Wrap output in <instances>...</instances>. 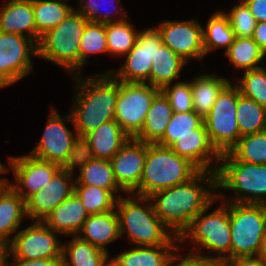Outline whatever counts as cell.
<instances>
[{"instance_id":"cell-5","label":"cell","mask_w":266,"mask_h":266,"mask_svg":"<svg viewBox=\"0 0 266 266\" xmlns=\"http://www.w3.org/2000/svg\"><path fill=\"white\" fill-rule=\"evenodd\" d=\"M221 164L217 162L216 188L230 189L235 199L227 201L226 196L217 194L226 202L242 204H266V165L249 164L238 161L230 152L221 154ZM219 164V165H218ZM226 201V202H225Z\"/></svg>"},{"instance_id":"cell-6","label":"cell","mask_w":266,"mask_h":266,"mask_svg":"<svg viewBox=\"0 0 266 266\" xmlns=\"http://www.w3.org/2000/svg\"><path fill=\"white\" fill-rule=\"evenodd\" d=\"M89 22L82 14L72 10L57 26L41 36L38 55L76 75L80 73V40Z\"/></svg>"},{"instance_id":"cell-15","label":"cell","mask_w":266,"mask_h":266,"mask_svg":"<svg viewBox=\"0 0 266 266\" xmlns=\"http://www.w3.org/2000/svg\"><path fill=\"white\" fill-rule=\"evenodd\" d=\"M9 160L8 172L12 169L16 183L8 181V184L24 201L40 191L61 169L58 164L37 159L30 154L21 157H9Z\"/></svg>"},{"instance_id":"cell-3","label":"cell","mask_w":266,"mask_h":266,"mask_svg":"<svg viewBox=\"0 0 266 266\" xmlns=\"http://www.w3.org/2000/svg\"><path fill=\"white\" fill-rule=\"evenodd\" d=\"M131 198L115 195L120 237L127 233L135 246L176 245L180 241L156 215L148 197L130 194ZM142 205L143 203H147ZM150 202V203H149Z\"/></svg>"},{"instance_id":"cell-41","label":"cell","mask_w":266,"mask_h":266,"mask_svg":"<svg viewBox=\"0 0 266 266\" xmlns=\"http://www.w3.org/2000/svg\"><path fill=\"white\" fill-rule=\"evenodd\" d=\"M240 2L225 14L228 16L235 37H252L256 20L247 4L243 0Z\"/></svg>"},{"instance_id":"cell-38","label":"cell","mask_w":266,"mask_h":266,"mask_svg":"<svg viewBox=\"0 0 266 266\" xmlns=\"http://www.w3.org/2000/svg\"><path fill=\"white\" fill-rule=\"evenodd\" d=\"M74 193L89 215L115 209L117 198L108 190L89 185H74Z\"/></svg>"},{"instance_id":"cell-30","label":"cell","mask_w":266,"mask_h":266,"mask_svg":"<svg viewBox=\"0 0 266 266\" xmlns=\"http://www.w3.org/2000/svg\"><path fill=\"white\" fill-rule=\"evenodd\" d=\"M74 185H89L110 191L113 195L124 192L117 184L110 160L94 158L79 170Z\"/></svg>"},{"instance_id":"cell-42","label":"cell","mask_w":266,"mask_h":266,"mask_svg":"<svg viewBox=\"0 0 266 266\" xmlns=\"http://www.w3.org/2000/svg\"><path fill=\"white\" fill-rule=\"evenodd\" d=\"M164 86L161 91L169 100L173 112H189L193 111V98L191 92V84L189 82L180 81Z\"/></svg>"},{"instance_id":"cell-12","label":"cell","mask_w":266,"mask_h":266,"mask_svg":"<svg viewBox=\"0 0 266 266\" xmlns=\"http://www.w3.org/2000/svg\"><path fill=\"white\" fill-rule=\"evenodd\" d=\"M31 55H38V46L32 39L0 31V88L30 75L33 70Z\"/></svg>"},{"instance_id":"cell-24","label":"cell","mask_w":266,"mask_h":266,"mask_svg":"<svg viewBox=\"0 0 266 266\" xmlns=\"http://www.w3.org/2000/svg\"><path fill=\"white\" fill-rule=\"evenodd\" d=\"M178 246H135L110 258V266H168L174 252H179Z\"/></svg>"},{"instance_id":"cell-47","label":"cell","mask_w":266,"mask_h":266,"mask_svg":"<svg viewBox=\"0 0 266 266\" xmlns=\"http://www.w3.org/2000/svg\"><path fill=\"white\" fill-rule=\"evenodd\" d=\"M256 22H266V0H243Z\"/></svg>"},{"instance_id":"cell-7","label":"cell","mask_w":266,"mask_h":266,"mask_svg":"<svg viewBox=\"0 0 266 266\" xmlns=\"http://www.w3.org/2000/svg\"><path fill=\"white\" fill-rule=\"evenodd\" d=\"M231 260L258 256L266 232L265 204L229 202Z\"/></svg>"},{"instance_id":"cell-34","label":"cell","mask_w":266,"mask_h":266,"mask_svg":"<svg viewBox=\"0 0 266 266\" xmlns=\"http://www.w3.org/2000/svg\"><path fill=\"white\" fill-rule=\"evenodd\" d=\"M236 120L241 137L265 131L266 107L239 93Z\"/></svg>"},{"instance_id":"cell-50","label":"cell","mask_w":266,"mask_h":266,"mask_svg":"<svg viewBox=\"0 0 266 266\" xmlns=\"http://www.w3.org/2000/svg\"><path fill=\"white\" fill-rule=\"evenodd\" d=\"M258 257L266 262V232L262 237L261 247L258 253Z\"/></svg>"},{"instance_id":"cell-8","label":"cell","mask_w":266,"mask_h":266,"mask_svg":"<svg viewBox=\"0 0 266 266\" xmlns=\"http://www.w3.org/2000/svg\"><path fill=\"white\" fill-rule=\"evenodd\" d=\"M217 200L219 198L216 196L205 207V210L192 220L190 226L181 234L179 239L180 242H185L190 237L191 242L200 248L207 249L210 253H218L212 257L228 261L231 260L229 202L205 215L209 207Z\"/></svg>"},{"instance_id":"cell-2","label":"cell","mask_w":266,"mask_h":266,"mask_svg":"<svg viewBox=\"0 0 266 266\" xmlns=\"http://www.w3.org/2000/svg\"><path fill=\"white\" fill-rule=\"evenodd\" d=\"M77 75L73 76L78 93L70 112L76 133L85 136L103 123L115 120L119 80L107 72L87 78Z\"/></svg>"},{"instance_id":"cell-1","label":"cell","mask_w":266,"mask_h":266,"mask_svg":"<svg viewBox=\"0 0 266 266\" xmlns=\"http://www.w3.org/2000/svg\"><path fill=\"white\" fill-rule=\"evenodd\" d=\"M201 181L206 182L205 185H201ZM212 188L217 190L216 172L200 171L188 182L156 191L148 198L154 201V211L166 228L180 237L192 220L217 196Z\"/></svg>"},{"instance_id":"cell-27","label":"cell","mask_w":266,"mask_h":266,"mask_svg":"<svg viewBox=\"0 0 266 266\" xmlns=\"http://www.w3.org/2000/svg\"><path fill=\"white\" fill-rule=\"evenodd\" d=\"M180 56L169 47L162 44L152 59L148 84L162 89L180 76V72L186 65Z\"/></svg>"},{"instance_id":"cell-32","label":"cell","mask_w":266,"mask_h":266,"mask_svg":"<svg viewBox=\"0 0 266 266\" xmlns=\"http://www.w3.org/2000/svg\"><path fill=\"white\" fill-rule=\"evenodd\" d=\"M202 35L205 54L220 47H224L226 52L235 39L228 16L224 11H216L212 14L208 19L206 30L203 27Z\"/></svg>"},{"instance_id":"cell-22","label":"cell","mask_w":266,"mask_h":266,"mask_svg":"<svg viewBox=\"0 0 266 266\" xmlns=\"http://www.w3.org/2000/svg\"><path fill=\"white\" fill-rule=\"evenodd\" d=\"M77 236L110 254L106 246L120 237L119 218L116 209L89 215Z\"/></svg>"},{"instance_id":"cell-11","label":"cell","mask_w":266,"mask_h":266,"mask_svg":"<svg viewBox=\"0 0 266 266\" xmlns=\"http://www.w3.org/2000/svg\"><path fill=\"white\" fill-rule=\"evenodd\" d=\"M58 238V233L43 221H35L19 230L2 250L12 258L22 260L62 259L63 244Z\"/></svg>"},{"instance_id":"cell-21","label":"cell","mask_w":266,"mask_h":266,"mask_svg":"<svg viewBox=\"0 0 266 266\" xmlns=\"http://www.w3.org/2000/svg\"><path fill=\"white\" fill-rule=\"evenodd\" d=\"M88 216L80 198L73 192L43 222L58 234L77 236Z\"/></svg>"},{"instance_id":"cell-51","label":"cell","mask_w":266,"mask_h":266,"mask_svg":"<svg viewBox=\"0 0 266 266\" xmlns=\"http://www.w3.org/2000/svg\"><path fill=\"white\" fill-rule=\"evenodd\" d=\"M8 172V168L5 166V164H2L1 162H0V174L1 173H7ZM0 180H7V179H1L0 178Z\"/></svg>"},{"instance_id":"cell-17","label":"cell","mask_w":266,"mask_h":266,"mask_svg":"<svg viewBox=\"0 0 266 266\" xmlns=\"http://www.w3.org/2000/svg\"><path fill=\"white\" fill-rule=\"evenodd\" d=\"M146 157V143L130 137L110 159L119 187L131 194L140 184Z\"/></svg>"},{"instance_id":"cell-25","label":"cell","mask_w":266,"mask_h":266,"mask_svg":"<svg viewBox=\"0 0 266 266\" xmlns=\"http://www.w3.org/2000/svg\"><path fill=\"white\" fill-rule=\"evenodd\" d=\"M95 158L110 160L130 138L115 121L110 120L84 136Z\"/></svg>"},{"instance_id":"cell-16","label":"cell","mask_w":266,"mask_h":266,"mask_svg":"<svg viewBox=\"0 0 266 266\" xmlns=\"http://www.w3.org/2000/svg\"><path fill=\"white\" fill-rule=\"evenodd\" d=\"M162 43L184 61L205 57L203 46V26L196 19L186 21H163L156 27Z\"/></svg>"},{"instance_id":"cell-46","label":"cell","mask_w":266,"mask_h":266,"mask_svg":"<svg viewBox=\"0 0 266 266\" xmlns=\"http://www.w3.org/2000/svg\"><path fill=\"white\" fill-rule=\"evenodd\" d=\"M9 256L1 249L0 251V266H62V259H48L39 258L32 260H22L17 258H12V262L9 261Z\"/></svg>"},{"instance_id":"cell-40","label":"cell","mask_w":266,"mask_h":266,"mask_svg":"<svg viewBox=\"0 0 266 266\" xmlns=\"http://www.w3.org/2000/svg\"><path fill=\"white\" fill-rule=\"evenodd\" d=\"M236 85L240 94L266 107V68L245 71Z\"/></svg>"},{"instance_id":"cell-44","label":"cell","mask_w":266,"mask_h":266,"mask_svg":"<svg viewBox=\"0 0 266 266\" xmlns=\"http://www.w3.org/2000/svg\"><path fill=\"white\" fill-rule=\"evenodd\" d=\"M103 1H105V0H103ZM118 1L120 2V0H118ZM118 1L117 0H112L110 2L112 3V2H118ZM98 2H99V0H98ZM98 2H97V0H86V1L85 0H81L79 5H78L79 7L77 8L76 11L79 14H82L86 19H88L89 22H95V23L119 22V21H123V20L128 18V16L126 15L127 13L124 12V11L122 12L121 11L122 9H120V8L118 10V6H116L115 8L117 10H114V11H118V12L120 11L119 13H120L121 16H120L119 19H117L116 13L112 14V15L115 16L114 17L115 20H114L113 17L111 16V14H110V11L108 12V10H107L105 12V14L100 11L101 5Z\"/></svg>"},{"instance_id":"cell-49","label":"cell","mask_w":266,"mask_h":266,"mask_svg":"<svg viewBox=\"0 0 266 266\" xmlns=\"http://www.w3.org/2000/svg\"><path fill=\"white\" fill-rule=\"evenodd\" d=\"M252 39L259 48L266 54V22H256Z\"/></svg>"},{"instance_id":"cell-37","label":"cell","mask_w":266,"mask_h":266,"mask_svg":"<svg viewBox=\"0 0 266 266\" xmlns=\"http://www.w3.org/2000/svg\"><path fill=\"white\" fill-rule=\"evenodd\" d=\"M202 123L203 118L195 111L173 112L163 137L156 144L170 147L179 137L185 134H196V128Z\"/></svg>"},{"instance_id":"cell-48","label":"cell","mask_w":266,"mask_h":266,"mask_svg":"<svg viewBox=\"0 0 266 266\" xmlns=\"http://www.w3.org/2000/svg\"><path fill=\"white\" fill-rule=\"evenodd\" d=\"M225 266H266V262L258 256L241 257L225 261Z\"/></svg>"},{"instance_id":"cell-4","label":"cell","mask_w":266,"mask_h":266,"mask_svg":"<svg viewBox=\"0 0 266 266\" xmlns=\"http://www.w3.org/2000/svg\"><path fill=\"white\" fill-rule=\"evenodd\" d=\"M201 170L170 147L146 143V157L139 186L131 193L148 197L156 191L188 182Z\"/></svg>"},{"instance_id":"cell-29","label":"cell","mask_w":266,"mask_h":266,"mask_svg":"<svg viewBox=\"0 0 266 266\" xmlns=\"http://www.w3.org/2000/svg\"><path fill=\"white\" fill-rule=\"evenodd\" d=\"M227 78L215 75L202 74L195 77L191 82L193 98V111L203 119L210 112L221 90L229 83Z\"/></svg>"},{"instance_id":"cell-9","label":"cell","mask_w":266,"mask_h":266,"mask_svg":"<svg viewBox=\"0 0 266 266\" xmlns=\"http://www.w3.org/2000/svg\"><path fill=\"white\" fill-rule=\"evenodd\" d=\"M239 93L236 83L229 82L203 119L210 141L220 154L229 152L241 137L236 120Z\"/></svg>"},{"instance_id":"cell-19","label":"cell","mask_w":266,"mask_h":266,"mask_svg":"<svg viewBox=\"0 0 266 266\" xmlns=\"http://www.w3.org/2000/svg\"><path fill=\"white\" fill-rule=\"evenodd\" d=\"M170 148L181 157L189 159L201 171L216 172L214 159L219 161L221 154L212 145L204 122L196 128V134H185L179 137Z\"/></svg>"},{"instance_id":"cell-28","label":"cell","mask_w":266,"mask_h":266,"mask_svg":"<svg viewBox=\"0 0 266 266\" xmlns=\"http://www.w3.org/2000/svg\"><path fill=\"white\" fill-rule=\"evenodd\" d=\"M109 256L107 252L80 239L78 236H73L68 244H63L61 265L110 266Z\"/></svg>"},{"instance_id":"cell-45","label":"cell","mask_w":266,"mask_h":266,"mask_svg":"<svg viewBox=\"0 0 266 266\" xmlns=\"http://www.w3.org/2000/svg\"><path fill=\"white\" fill-rule=\"evenodd\" d=\"M180 260L177 264L176 260ZM175 262V263H174ZM175 264V265H174ZM168 266H225V261L217 259L215 257H210L208 255L203 256L199 253H195L193 249L183 259L181 255L174 253Z\"/></svg>"},{"instance_id":"cell-52","label":"cell","mask_w":266,"mask_h":266,"mask_svg":"<svg viewBox=\"0 0 266 266\" xmlns=\"http://www.w3.org/2000/svg\"><path fill=\"white\" fill-rule=\"evenodd\" d=\"M8 183V180H0V187Z\"/></svg>"},{"instance_id":"cell-35","label":"cell","mask_w":266,"mask_h":266,"mask_svg":"<svg viewBox=\"0 0 266 266\" xmlns=\"http://www.w3.org/2000/svg\"><path fill=\"white\" fill-rule=\"evenodd\" d=\"M128 20L106 23V37L108 54L116 56L126 55L136 44V31Z\"/></svg>"},{"instance_id":"cell-31","label":"cell","mask_w":266,"mask_h":266,"mask_svg":"<svg viewBox=\"0 0 266 266\" xmlns=\"http://www.w3.org/2000/svg\"><path fill=\"white\" fill-rule=\"evenodd\" d=\"M66 0H32L37 33L42 36L57 26L74 9Z\"/></svg>"},{"instance_id":"cell-39","label":"cell","mask_w":266,"mask_h":266,"mask_svg":"<svg viewBox=\"0 0 266 266\" xmlns=\"http://www.w3.org/2000/svg\"><path fill=\"white\" fill-rule=\"evenodd\" d=\"M80 71L84 68L89 55L107 52L106 23L88 22L80 40Z\"/></svg>"},{"instance_id":"cell-18","label":"cell","mask_w":266,"mask_h":266,"mask_svg":"<svg viewBox=\"0 0 266 266\" xmlns=\"http://www.w3.org/2000/svg\"><path fill=\"white\" fill-rule=\"evenodd\" d=\"M73 176L74 174L60 169L40 191L31 195L25 201L27 218L43 221L54 208L74 192L75 183L71 179Z\"/></svg>"},{"instance_id":"cell-33","label":"cell","mask_w":266,"mask_h":266,"mask_svg":"<svg viewBox=\"0 0 266 266\" xmlns=\"http://www.w3.org/2000/svg\"><path fill=\"white\" fill-rule=\"evenodd\" d=\"M225 55L229 58L235 68L244 71L262 67L265 53L259 48L252 37H235ZM261 63V65H258Z\"/></svg>"},{"instance_id":"cell-14","label":"cell","mask_w":266,"mask_h":266,"mask_svg":"<svg viewBox=\"0 0 266 266\" xmlns=\"http://www.w3.org/2000/svg\"><path fill=\"white\" fill-rule=\"evenodd\" d=\"M65 121L71 122L74 125L71 112L63 118L57 110L52 109L40 142L28 154L37 159L61 166L70 152L74 140L78 136L76 132L72 133L66 127Z\"/></svg>"},{"instance_id":"cell-13","label":"cell","mask_w":266,"mask_h":266,"mask_svg":"<svg viewBox=\"0 0 266 266\" xmlns=\"http://www.w3.org/2000/svg\"><path fill=\"white\" fill-rule=\"evenodd\" d=\"M162 44V37L156 27L139 31L136 44L125 55V63L119 70L107 73L121 82L148 84L152 59Z\"/></svg>"},{"instance_id":"cell-36","label":"cell","mask_w":266,"mask_h":266,"mask_svg":"<svg viewBox=\"0 0 266 266\" xmlns=\"http://www.w3.org/2000/svg\"><path fill=\"white\" fill-rule=\"evenodd\" d=\"M229 152L238 161L266 165V130L240 137Z\"/></svg>"},{"instance_id":"cell-10","label":"cell","mask_w":266,"mask_h":266,"mask_svg":"<svg viewBox=\"0 0 266 266\" xmlns=\"http://www.w3.org/2000/svg\"><path fill=\"white\" fill-rule=\"evenodd\" d=\"M160 91L147 83L119 81L115 121L129 137L134 138L141 131L152 101Z\"/></svg>"},{"instance_id":"cell-20","label":"cell","mask_w":266,"mask_h":266,"mask_svg":"<svg viewBox=\"0 0 266 266\" xmlns=\"http://www.w3.org/2000/svg\"><path fill=\"white\" fill-rule=\"evenodd\" d=\"M0 31L23 35L38 45L41 36L36 30L32 0H10L3 4L0 7Z\"/></svg>"},{"instance_id":"cell-26","label":"cell","mask_w":266,"mask_h":266,"mask_svg":"<svg viewBox=\"0 0 266 266\" xmlns=\"http://www.w3.org/2000/svg\"><path fill=\"white\" fill-rule=\"evenodd\" d=\"M172 115L169 100L160 91L152 101L141 131L134 138L148 144H156L163 137Z\"/></svg>"},{"instance_id":"cell-43","label":"cell","mask_w":266,"mask_h":266,"mask_svg":"<svg viewBox=\"0 0 266 266\" xmlns=\"http://www.w3.org/2000/svg\"><path fill=\"white\" fill-rule=\"evenodd\" d=\"M94 158L93 149L89 141L84 136H77L64 163L60 167L62 170L74 174L73 172H75L74 170L77 166L80 170L81 167Z\"/></svg>"},{"instance_id":"cell-23","label":"cell","mask_w":266,"mask_h":266,"mask_svg":"<svg viewBox=\"0 0 266 266\" xmlns=\"http://www.w3.org/2000/svg\"><path fill=\"white\" fill-rule=\"evenodd\" d=\"M26 216L22 197L7 183L0 187V248L3 249L18 231ZM11 235V236H10ZM11 237V238H10Z\"/></svg>"}]
</instances>
